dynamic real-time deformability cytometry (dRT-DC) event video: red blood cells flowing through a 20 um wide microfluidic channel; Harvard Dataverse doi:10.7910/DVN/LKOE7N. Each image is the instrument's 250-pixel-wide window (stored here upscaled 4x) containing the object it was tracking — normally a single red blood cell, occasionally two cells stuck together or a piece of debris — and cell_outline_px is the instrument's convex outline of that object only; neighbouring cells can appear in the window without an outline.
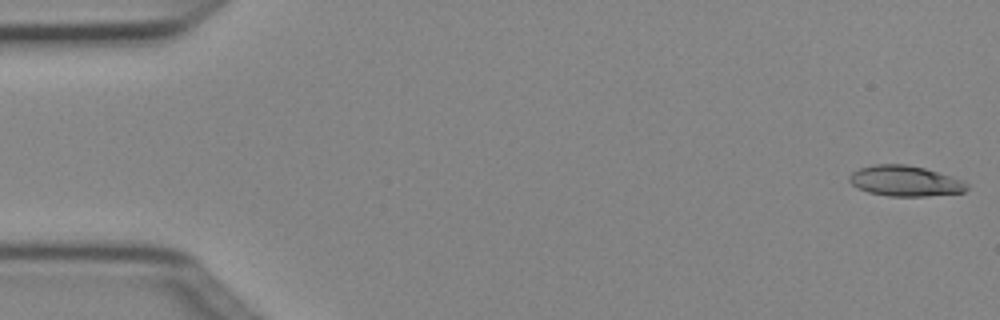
{"species": "Egyptian fruit bat (a non-hibernating species)", "species_latin": "Rousettus aegyptiacus", "temperature_condition": "cold", "stored_images_in_passage": 5, "camera_frame_rate_fps": 3000, "um_per_image_px": 0.085, "animal": {"sex": "female"}, "frame": {"image": 1, "passage_image": 1, "time_ms": 0.0, "image_size_px": [1000, 320], "cell_outline_px": [[968, 188], [964, 192], [928, 196], [888, 196], [868, 192], [852, 184], [848, 180], [848, 176], [852, 172], [860, 168], [872, 164], [908, 164], [924, 168], [964, 180], [968, 184]], "centroid_in_image_um": [76.94, 15.38], "position_along_channel_um": 8.1, "area_um2": 20.98}}